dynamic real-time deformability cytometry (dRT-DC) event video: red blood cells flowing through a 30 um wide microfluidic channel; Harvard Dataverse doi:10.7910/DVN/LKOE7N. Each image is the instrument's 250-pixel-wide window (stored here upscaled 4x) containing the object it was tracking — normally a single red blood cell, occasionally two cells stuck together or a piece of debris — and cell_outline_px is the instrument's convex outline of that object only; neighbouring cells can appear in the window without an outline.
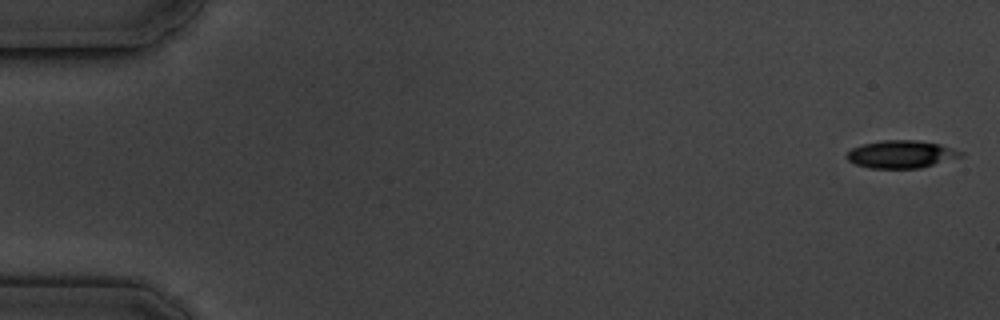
{"species": "common noctule bat (a hibernating species)", "species_latin": "Nyctalus noctula", "temperature_condition": "cold", "stored_images_in_passage": 6, "camera_frame_rate_fps": 3000, "um_per_image_px": 0.085, "animal": {"sex": "male", "body_mass_g": 19.5, "forearm_length_mm": 54.6}, "frame": {"image": 1, "passage_image": 1, "time_ms": 0.0, "image_size_px": [1000, 320], "cell_outline_px": [[964, 156], [920, 168], [868, 168], [856, 164], [848, 160], [844, 156], [852, 148], [864, 144], [880, 140], [916, 140], [940, 144], [964, 152]], "centroid_in_image_um": [76.6, 13.11], "position_along_channel_um": 8.4, "area_um2": 18.38}}